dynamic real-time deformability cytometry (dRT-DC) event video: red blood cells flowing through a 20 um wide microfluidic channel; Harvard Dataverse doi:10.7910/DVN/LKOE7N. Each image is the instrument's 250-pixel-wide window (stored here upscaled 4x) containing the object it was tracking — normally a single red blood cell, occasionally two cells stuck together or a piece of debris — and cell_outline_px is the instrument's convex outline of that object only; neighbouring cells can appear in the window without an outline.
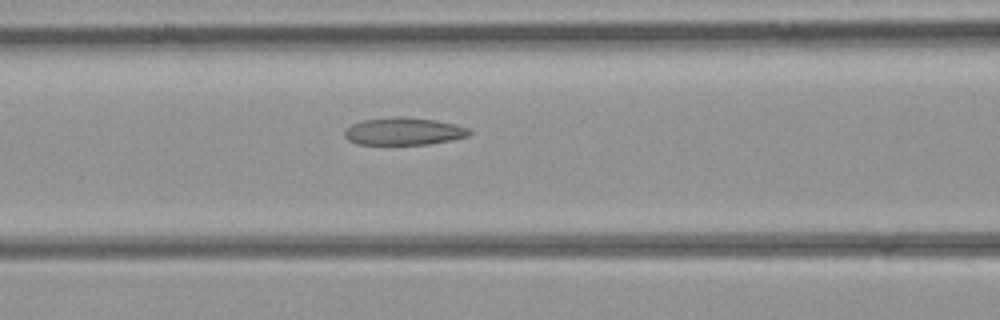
{"species": "common noctule bat (a hibernating species)", "species_latin": "Nyctalus noctula", "temperature_condition": "room temperature", "stored_images_in_passage": 15, "camera_frame_rate_fps": 3000, "um_per_image_px": 0.085, "animal": {"sex": "female", "body_mass_g": 21.9}, "frame": {"image": 1, "passage_image": 11, "time_ms": 3.333, "image_size_px": [1000, 320], "cell_outline_px": [[472, 132], [468, 136], [452, 140], [428, 144], [356, 144], [348, 140], [344, 136], [344, 128], [360, 120], [396, 116], [404, 116], [436, 120], [456, 124], [468, 128]], "centroid_in_image_um": [34.29, 11.15], "position_along_channel_um": 132.3, "area_um2": 20.23}}
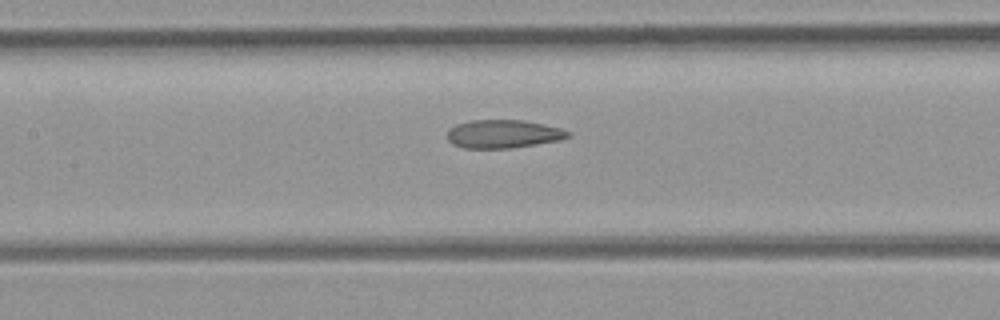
{"frame": {"image": 2, "passage_image": 13, "time_ms": 4.0, "image_size_px": [1000, 320], "cell_outline_px": [[572, 136], [560, 140], [536, 144], [508, 148], [464, 148], [452, 144], [448, 140], [448, 132], [456, 124], [472, 120], [524, 120], [560, 128], [572, 132]], "centroid_in_image_um": [42.81, 11.38], "position_along_channel_um": 164.6, "area_um2": 19.83}}